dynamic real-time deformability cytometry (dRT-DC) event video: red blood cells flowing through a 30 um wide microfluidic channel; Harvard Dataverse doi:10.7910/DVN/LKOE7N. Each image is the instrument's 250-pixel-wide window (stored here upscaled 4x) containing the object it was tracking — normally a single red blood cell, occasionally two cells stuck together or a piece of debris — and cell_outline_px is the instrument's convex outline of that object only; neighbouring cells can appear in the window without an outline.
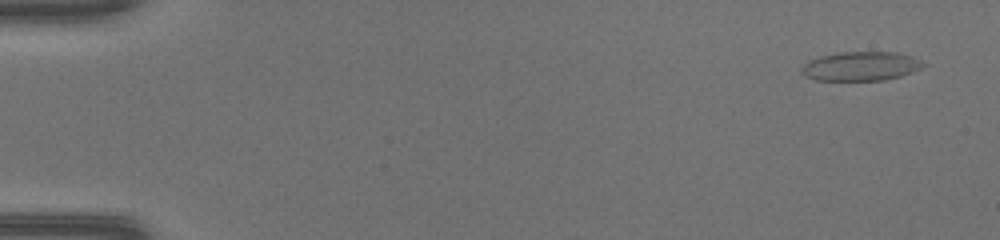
{"species": "common noctule bat (a hibernating species)", "species_latin": "Nyctalus noctula", "temperature_condition": "warm", "stored_images_in_passage": 51, "camera_frame_rate_fps": 3000, "um_per_image_px": 0.085, "animal": {"sex": "female", "body_mass_g": 17.0, "forearm_length_mm": 48.0}, "frame": {"image": 1, "passage_image": 3, "time_ms": 0.667, "image_size_px": [1000, 240], "cell_outline_px": [[924, 64], [920, 68], [912, 72], [900, 76], [884, 80], [816, 80], [804, 76], [800, 72], [800, 68], [808, 60], [820, 56], [836, 52], [896, 52], [912, 56], [920, 60]], "centroid_in_image_um": [73.11, 5.62], "position_along_channel_um": 11.9, "area_um2": 20.69}}
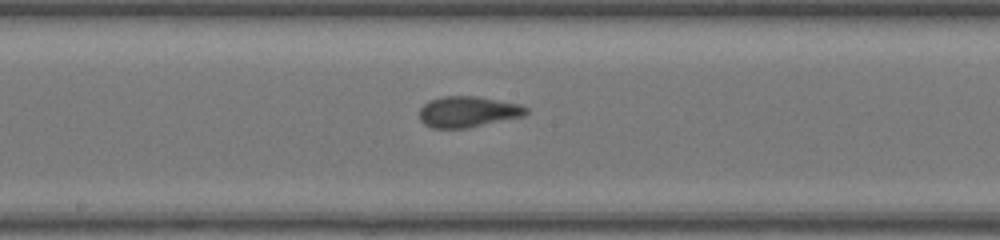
{"frame": {"image": 2, "passage_image": 28, "time_ms": 9.0, "image_size_px": [1000, 240], "cell_outline_px": [[528, 112], [524, 116], [468, 128], [432, 128], [424, 124], [420, 120], [420, 108], [424, 104], [432, 100], [444, 96], [476, 96], [520, 104], [528, 108]], "centroid_in_image_um": [39.79, 9.51], "position_along_channel_um": 208.4, "area_um2": 19.19}}
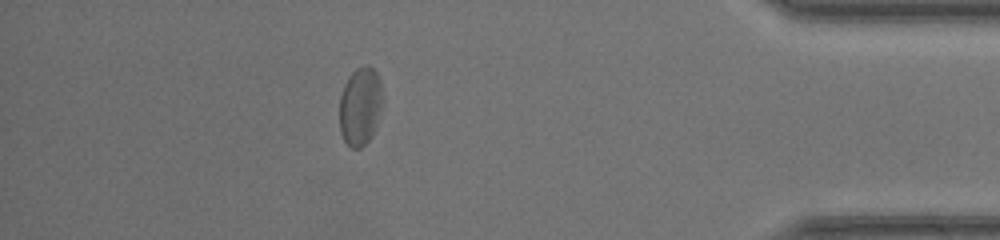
{"frame": {"image": 3, "passage_image": 45, "time_ms": 14.667, "image_size_px": [1000, 240], "cell_outline_px": [[384, 100], [376, 128], [372, 136], [360, 148], [352, 148], [344, 140], [340, 132], [340, 96], [344, 84], [348, 76], [356, 68], [368, 64], [376, 72], [380, 80], [384, 96]], "centroid_in_image_um": [30.65, 9.01], "position_along_channel_um": 404.6, "area_um2": 20.06}, "authors_computed_cell_mechanics": {"area_um2": 19.5364, "velocity_mm_per_s": 4.1863, "shape_relaxation_time_tau1_ms": 3.8037, "shape_relaxation_time_tau2_ms": 0.9764, "deformation_change_tau1": 0.1471, "deformation_change_tau2": 0.0779}}